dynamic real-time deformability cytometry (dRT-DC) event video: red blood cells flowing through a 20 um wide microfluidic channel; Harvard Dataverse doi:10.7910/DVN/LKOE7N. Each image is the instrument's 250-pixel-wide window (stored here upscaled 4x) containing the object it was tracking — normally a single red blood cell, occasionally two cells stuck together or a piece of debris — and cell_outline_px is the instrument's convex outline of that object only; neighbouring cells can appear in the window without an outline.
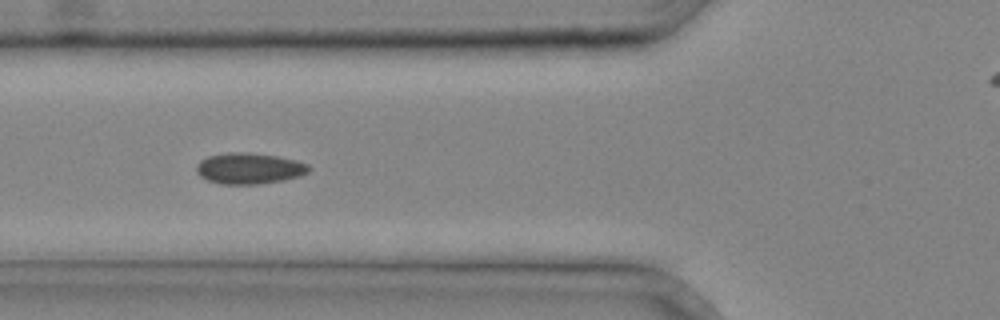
{"species": "common noctule bat (a hibernating species)", "species_latin": "Nyctalus noctula", "temperature_condition": "cold", "stored_images_in_passage": 30, "camera_frame_rate_fps": 3000, "um_per_image_px": 0.085, "animal": {"sex": "male", "body_mass_g": 20.4}, "frame": {"image": 1, "passage_image": 9, "time_ms": 2.667, "image_size_px": [1000, 320], "cell_outline_px": [[312, 168], [308, 172], [300, 176], [284, 180], [260, 184], [220, 184], [208, 180], [200, 176], [196, 172], [196, 164], [200, 160], [208, 156], [228, 152], [248, 152], [276, 156], [296, 160], [308, 164]], "centroid_in_image_um": [21.18, 14.31], "position_along_channel_um": 104.6, "area_um2": 20.52}}
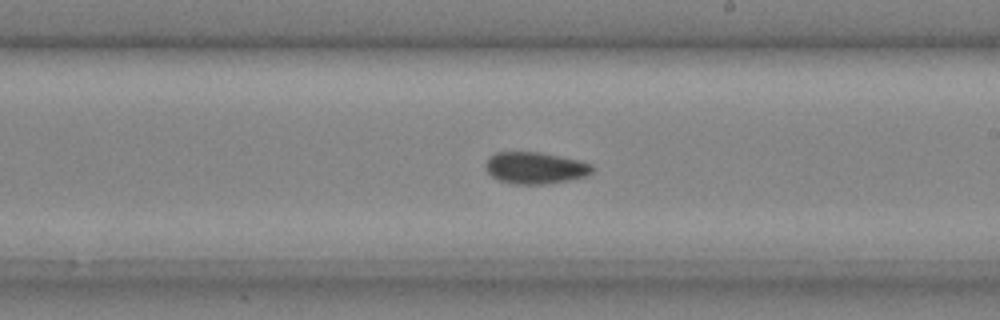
{"frame": {"image": 2, "passage_image": 17, "time_ms": 5.333, "image_size_px": [1000, 320], "cell_outline_px": [[596, 168], [592, 172], [584, 176], [544, 184], [516, 184], [500, 180], [492, 176], [488, 172], [488, 156], [496, 152], [540, 152], [580, 160], [592, 164]], "centroid_in_image_um": [45.53, 14.25], "position_along_channel_um": 243.5, "area_um2": 19.42}}
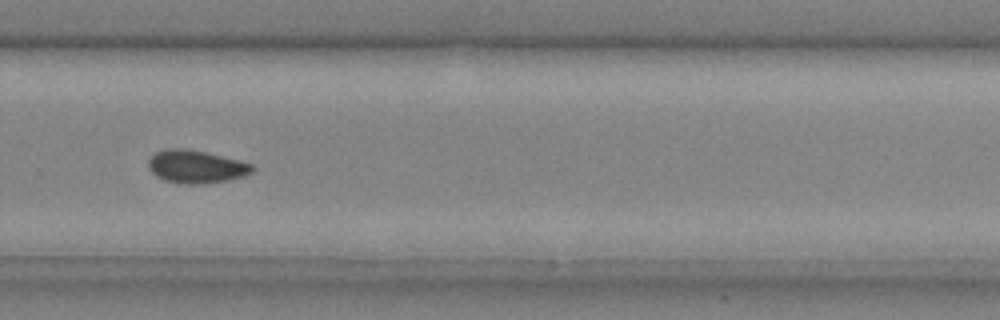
{"frame": {"image": 3, "passage_image": 21, "time_ms": 6.667, "image_size_px": [1000, 320], "cell_outline_px": [[256, 168], [252, 172], [244, 176], [228, 180], [204, 184], [184, 184], [164, 180], [156, 176], [148, 168], [148, 160], [156, 152], [164, 148], [184, 148], [204, 152], [240, 160], [252, 164]], "centroid_in_image_um": [16.67, 14.17], "position_along_channel_um": 313.1, "area_um2": 20.06}}